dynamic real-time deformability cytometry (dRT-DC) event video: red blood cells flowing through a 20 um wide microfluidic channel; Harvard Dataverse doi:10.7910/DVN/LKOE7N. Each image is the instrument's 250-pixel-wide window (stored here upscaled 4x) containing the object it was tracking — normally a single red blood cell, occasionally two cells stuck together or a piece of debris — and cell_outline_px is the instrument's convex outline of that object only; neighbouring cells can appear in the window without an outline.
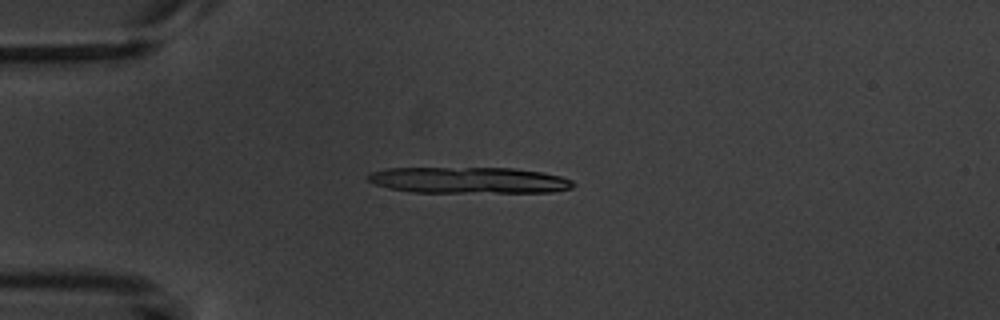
{"species": "common noctule bat (a hibernating species)", "species_latin": "Nyctalus noctula", "temperature_condition": "warm", "stored_images_in_passage": 2, "camera_frame_rate_fps": 3000, "um_per_image_px": 0.085, "animal": {"sex": "male", "body_mass_g": 20.1, "forearm_length_mm": 53.5}, "frame": {"image": 1, "passage_image": 1, "time_ms": 0.0, "image_size_px": [1000, 320], "cell_outline_px": [[576, 184], [572, 188], [552, 192], [412, 192], [388, 188], [376, 184], [368, 180], [368, 172], [384, 168], [512, 168], [540, 172], [560, 176], [572, 180]], "centroid_in_image_um": [39.83, 15.32], "position_along_channel_um": 45.2, "area_um2": 31.39}}